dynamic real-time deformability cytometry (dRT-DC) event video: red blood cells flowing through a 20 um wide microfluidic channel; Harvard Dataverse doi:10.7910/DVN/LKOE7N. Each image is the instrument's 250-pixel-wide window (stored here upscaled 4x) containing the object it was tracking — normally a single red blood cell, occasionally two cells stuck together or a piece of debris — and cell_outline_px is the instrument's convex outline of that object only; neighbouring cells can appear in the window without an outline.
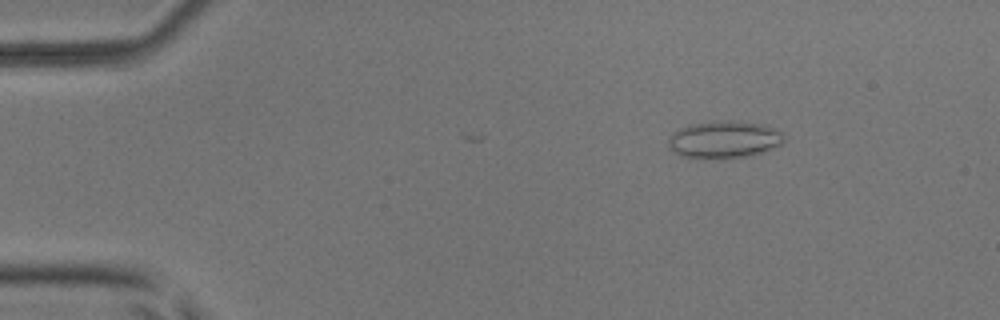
{"species": "common noctule bat (a hibernating species)", "species_latin": "Nyctalus noctula", "temperature_condition": "room temperature", "stored_images_in_passage": 8, "camera_frame_rate_fps": 3000, "um_per_image_px": 0.085, "animal": {"sex": "male", "body_mass_g": 17.9, "forearm_length_mm": 54.2}, "frame": {"image": 1, "passage_image": 2, "time_ms": 0.333, "image_size_px": [1000, 320], "cell_outline_px": [[784, 140], [780, 144], [760, 152], [748, 156], [716, 160], [680, 156], [668, 148], [668, 140], [672, 132], [688, 124], [716, 120], [732, 120], [764, 124], [784, 132]], "centroid_in_image_um": [61.51, 11.86], "position_along_channel_um": 23.5, "area_um2": 25.66}}
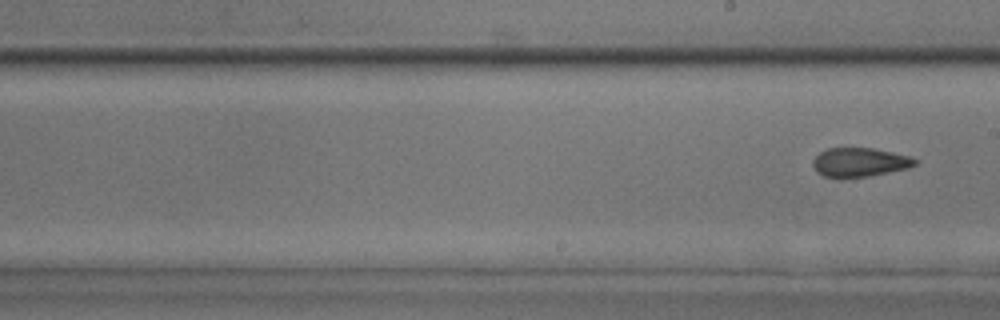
{"frame": {"image": 2, "passage_image": 8, "time_ms": 2.333, "image_size_px": [1000, 320], "cell_outline_px": [[916, 164], [908, 168], [868, 176], [840, 180], [824, 176], [816, 172], [812, 164], [812, 160], [820, 152], [828, 148], [872, 148], [912, 156], [916, 160]], "centroid_in_image_um": [73.02, 13.82], "position_along_channel_um": 216.0, "area_um2": 17.57}}